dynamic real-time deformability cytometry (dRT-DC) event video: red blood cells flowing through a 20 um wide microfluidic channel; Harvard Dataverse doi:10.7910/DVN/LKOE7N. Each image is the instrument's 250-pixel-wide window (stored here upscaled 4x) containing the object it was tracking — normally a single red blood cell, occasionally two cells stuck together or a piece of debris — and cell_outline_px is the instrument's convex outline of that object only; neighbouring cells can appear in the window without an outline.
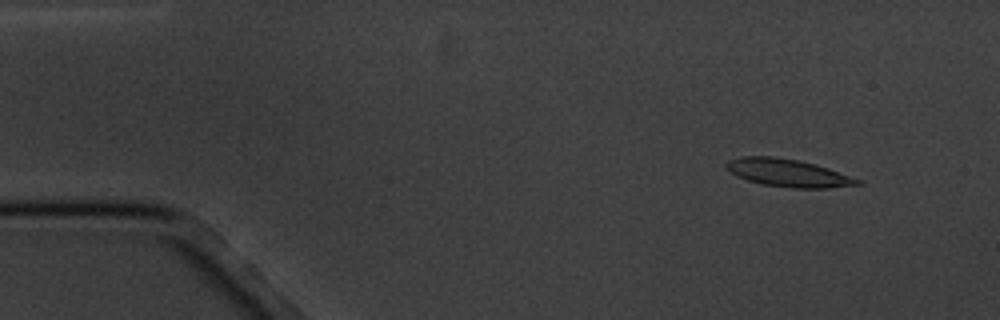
{"species": "common noctule bat (a hibernating species)", "species_latin": "Nyctalus noctula", "temperature_condition": "cold", "stored_images_in_passage": 4, "camera_frame_rate_fps": 3000, "um_per_image_px": 0.085, "animal": {"sex": "male", "body_mass_g": 20.1, "forearm_length_mm": 53.5}, "frame": {"image": 1, "passage_image": 1, "time_ms": 0.0, "image_size_px": [1000, 320], "cell_outline_px": [[864, 184], [828, 188], [792, 188], [760, 184], [736, 176], [724, 164], [728, 160], [744, 156], [772, 156], [796, 160], [816, 164], [828, 168], [860, 180]], "centroid_in_image_um": [66.98, 14.7], "position_along_channel_um": 18.0, "area_um2": 21.04}}
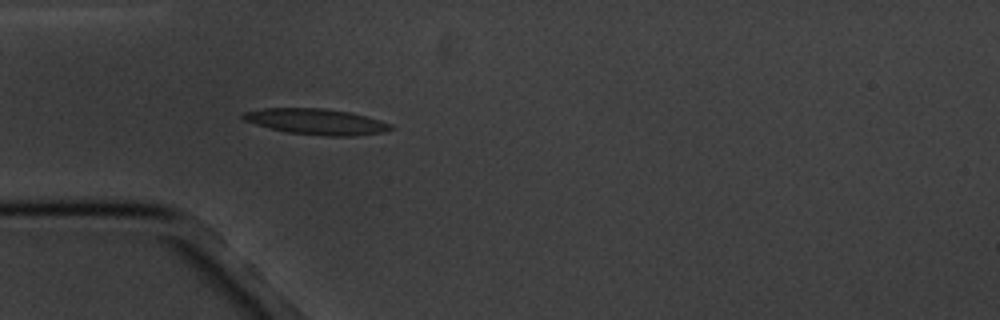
{"frame": {"image": 2, "passage_image": 4, "time_ms": 3.667, "image_size_px": [1000, 320], "cell_outline_px": [[396, 128], [380, 132], [356, 136], [324, 136], [288, 132], [256, 124], [244, 120], [240, 116], [244, 112], [264, 108], [324, 108], [348, 112], [380, 120], [392, 124]], "centroid_in_image_um": [26.9, 10.34], "position_along_channel_um": 58.1, "area_um2": 22.02}}